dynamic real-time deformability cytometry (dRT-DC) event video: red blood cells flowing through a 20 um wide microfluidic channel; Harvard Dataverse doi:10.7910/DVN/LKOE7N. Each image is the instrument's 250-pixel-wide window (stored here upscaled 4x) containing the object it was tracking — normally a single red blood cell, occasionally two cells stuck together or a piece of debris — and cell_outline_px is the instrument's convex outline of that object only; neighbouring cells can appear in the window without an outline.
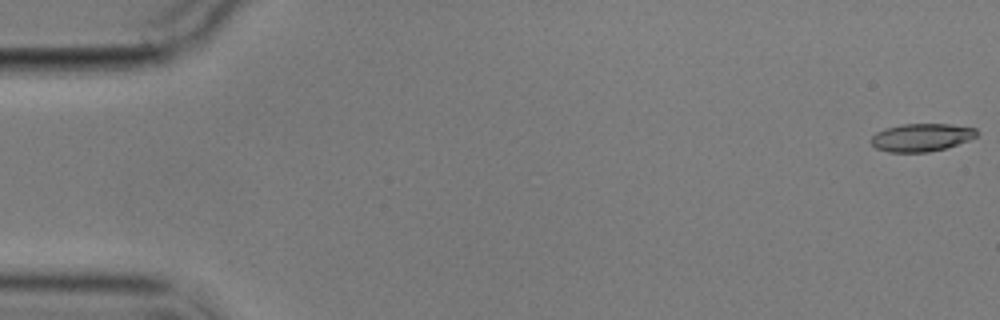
{"species": "common noctule bat (a hibernating species)", "species_latin": "Nyctalus noctula", "temperature_condition": "cold", "stored_images_in_passage": 5, "camera_frame_rate_fps": 3000, "um_per_image_px": 0.085, "animal": {"sex": "male", "body_mass_g": 17.9}, "frame": {"image": 1, "passage_image": 1, "time_ms": 0.0, "image_size_px": [1000, 320], "cell_outline_px": [[980, 132], [976, 136], [968, 140], [944, 148], [928, 152], [888, 152], [876, 148], [872, 144], [872, 136], [876, 132], [884, 128], [900, 124], [948, 124], [976, 128]], "centroid_in_image_um": [78.31, 11.67], "position_along_channel_um": 6.7, "area_um2": 17.11}}
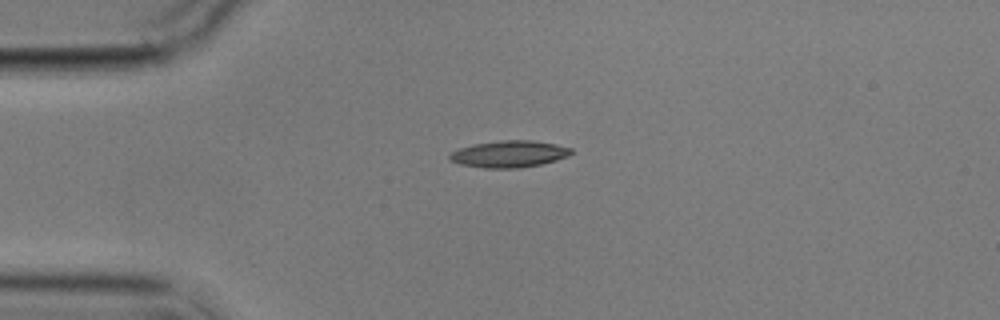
{"frame": {"image": 2, "passage_image": 4, "time_ms": 4.333, "image_size_px": [1000, 320], "cell_outline_px": [[572, 152], [568, 156], [556, 160], [540, 164], [520, 168], [484, 168], [460, 164], [448, 160], [448, 156], [452, 152], [460, 148], [472, 144], [500, 140], [532, 140], [556, 144], [572, 148]], "centroid_in_image_um": [43.26, 13.09], "position_along_channel_um": 41.7, "area_um2": 19.02}}